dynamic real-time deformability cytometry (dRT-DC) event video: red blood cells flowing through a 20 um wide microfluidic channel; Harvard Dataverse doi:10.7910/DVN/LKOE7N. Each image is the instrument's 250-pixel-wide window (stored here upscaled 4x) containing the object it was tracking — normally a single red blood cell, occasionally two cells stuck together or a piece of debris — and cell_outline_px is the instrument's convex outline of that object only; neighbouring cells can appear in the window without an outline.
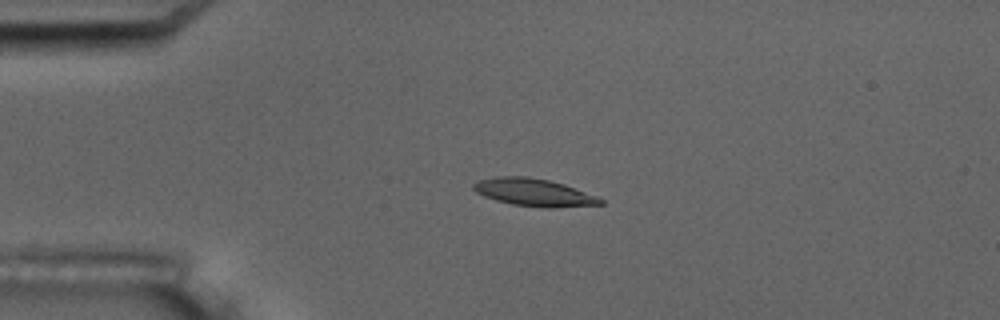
{"species": "common noctule bat (a hibernating species)", "species_latin": "Nyctalus noctula", "temperature_condition": "room temperature", "stored_images_in_passage": 5, "camera_frame_rate_fps": 3000, "um_per_image_px": 0.085, "animal": {"sex": "male", "body_mass_g": 17.5, "forearm_length_mm": 52.3}, "frame": {"image": 1, "passage_image": 4, "time_ms": 4.333, "image_size_px": [1000, 320], "cell_outline_px": [[604, 204], [556, 208], [544, 208], [512, 204], [496, 200], [484, 196], [476, 192], [472, 188], [472, 184], [480, 180], [496, 176], [528, 176], [548, 180], [564, 184], [596, 196], [604, 200]], "centroid_in_image_um": [45.38, 16.36], "position_along_channel_um": 39.6, "area_um2": 20.4}}